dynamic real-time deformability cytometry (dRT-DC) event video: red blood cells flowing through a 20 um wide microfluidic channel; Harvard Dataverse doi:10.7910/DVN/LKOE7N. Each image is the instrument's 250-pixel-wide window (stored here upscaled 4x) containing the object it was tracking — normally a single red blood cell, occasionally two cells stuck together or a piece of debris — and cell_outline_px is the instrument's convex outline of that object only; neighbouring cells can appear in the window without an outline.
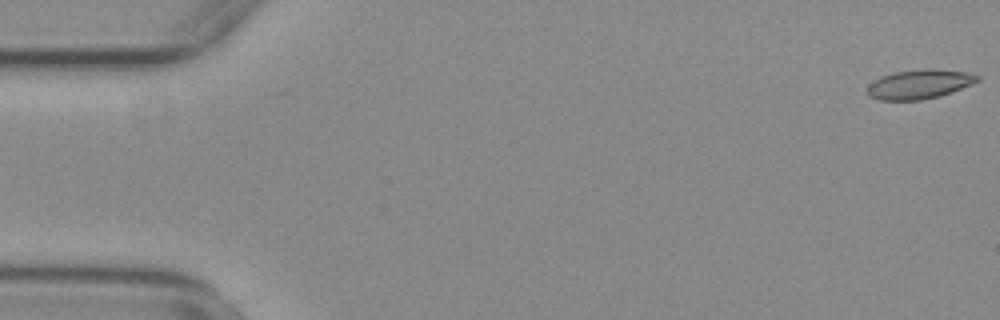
{"species": "common noctule bat (a hibernating species)", "species_latin": "Nyctalus noctula", "temperature_condition": "warm", "stored_images_in_passage": 9, "camera_frame_rate_fps": 3000, "um_per_image_px": 0.085, "animal": {"sex": "female", "body_mass_g": 29.2, "forearm_length_mm": 56.3}, "frame": {"image": 1, "passage_image": 1, "time_ms": 0.0, "image_size_px": [1000, 320], "cell_outline_px": [[980, 80], [972, 84], [952, 92], [940, 96], [920, 100], [880, 100], [868, 96], [868, 84], [880, 76], [896, 72], [920, 68], [932, 68], [968, 72], [980, 76]], "centroid_in_image_um": [78.16, 7.14], "position_along_channel_um": 6.8, "area_um2": 19.02}}